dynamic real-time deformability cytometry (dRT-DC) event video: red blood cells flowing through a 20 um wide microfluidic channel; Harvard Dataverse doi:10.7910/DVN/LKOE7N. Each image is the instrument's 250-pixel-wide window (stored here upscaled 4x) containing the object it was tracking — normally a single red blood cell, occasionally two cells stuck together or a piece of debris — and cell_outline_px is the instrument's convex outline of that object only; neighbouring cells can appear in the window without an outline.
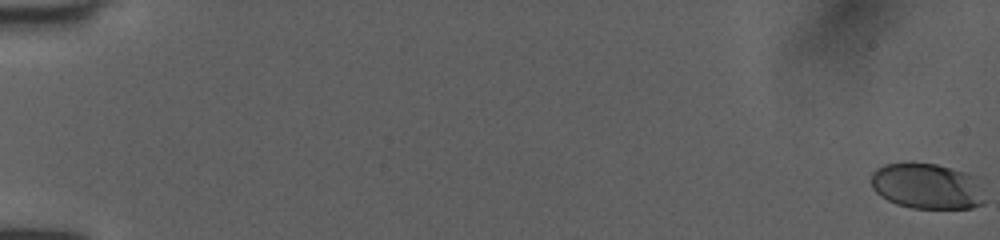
{"species": "human", "species_latin": "Homo sapiens", "temperature_condition": "room temperature", "stored_images_in_passage": 54, "camera_frame_rate_fps": 3000, "um_per_image_px": 0.085, "donor": {"sex": "female"}, "frame": {"image": 1, "passage_image": 1, "time_ms": 0.0, "image_size_px": [1000, 240], "cell_outline_px": [[976, 204], [968, 208], [916, 208], [900, 204], [884, 196], [872, 184], [872, 180], [876, 172], [880, 168], [892, 164], [932, 164], [944, 168], [948, 172]], "centroid_in_image_um": [78.29, 15.87], "position_along_channel_um": 6.7, "area_um2": 24.33}}
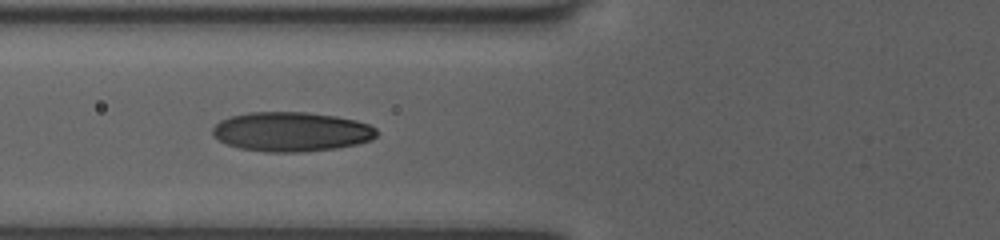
{"frame": {"image": 2, "passage_image": 23, "time_ms": 7.333, "image_size_px": [1000, 240], "cell_outline_px": [[376, 136], [368, 140], [348, 144], [324, 148], [248, 148], [232, 144], [216, 136], [216, 128], [224, 120], [236, 116], [268, 112], [292, 112], [328, 116], [352, 120], [364, 124], [372, 128], [376, 132]], "centroid_in_image_um": [24.82, 11.13], "position_along_channel_um": 101.0, "area_um2": 33.23}}
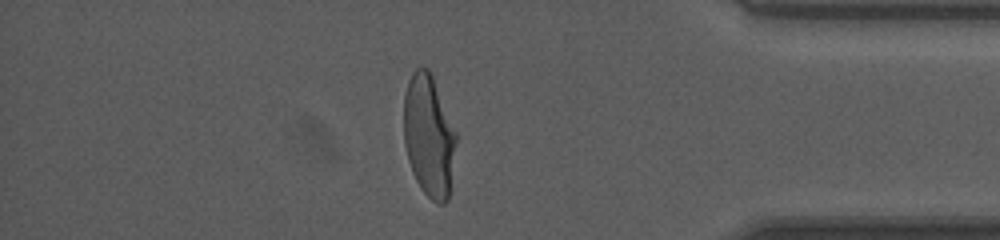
{"frame": {"image": 3, "passage_image": 47, "time_ms": 15.333, "image_size_px": [1000, 240], "cell_outline_px": [[452, 144], [448, 196], [444, 200], [436, 188], [408, 92], [408, 84], [412, 76], [424, 68], [428, 72], [432, 80], [452, 136]], "centroid_in_image_um": [36.74, 10.93], "position_along_channel_um": 398.5, "area_um2": 21.79}, "authors_computed_cell_mechanics": {"area_um2": 30.634, "velocity_mm_per_s": 4.0265, "shape_relaxation_time_tau1_ms": 3.8656, "shape_relaxation_time_tau2_ms": null, "deformation_change_tau1": 0.2261, "deformation_change_tau2": null}}